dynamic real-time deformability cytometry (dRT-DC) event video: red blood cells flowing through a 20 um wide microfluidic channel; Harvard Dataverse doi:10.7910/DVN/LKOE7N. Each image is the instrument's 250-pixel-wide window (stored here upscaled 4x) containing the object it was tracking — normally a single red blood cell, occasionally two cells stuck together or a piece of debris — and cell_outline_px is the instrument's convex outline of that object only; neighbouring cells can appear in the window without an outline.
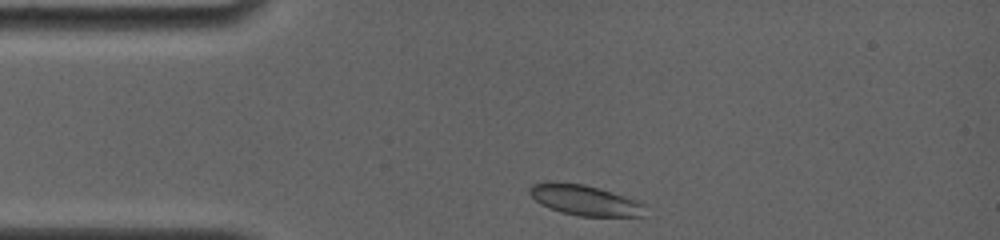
{"species": "common noctule bat (a hibernating species)", "species_latin": "Nyctalus noctula", "temperature_condition": "room temperature", "stored_images_in_passage": 17, "camera_frame_rate_fps": 4000, "um_per_image_px": 0.085, "animal": {"sex": "female", "body_mass_g": 19.0, "forearm_length_mm": 56.7}, "frame": {"image": 1, "passage_image": 1, "time_ms": 0.0, "image_size_px": [1000, 240], "cell_outline_px": [[644, 216], [580, 216], [560, 212], [548, 208], [540, 204], [528, 192], [528, 188], [532, 184], [544, 180], [548, 180], [584, 184], [624, 196], [636, 200], [644, 204]], "centroid_in_image_um": [49.62, 16.99], "position_along_channel_um": 35.4, "area_um2": 20.63}}
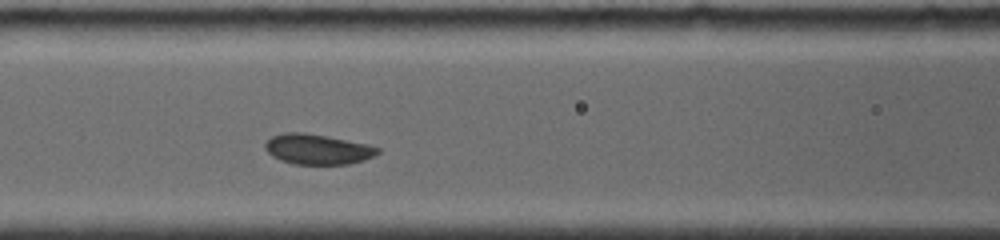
{"frame": {"image": 2, "passage_image": 9, "time_ms": 3.5, "image_size_px": [1000, 240], "cell_outline_px": [[380, 152], [364, 160], [348, 164], [292, 164], [280, 160], [272, 156], [264, 148], [264, 144], [272, 136], [284, 132], [304, 132], [328, 136], [368, 144], [380, 148]], "centroid_in_image_um": [26.97, 12.68], "position_along_channel_um": 139.6, "area_um2": 19.94}}
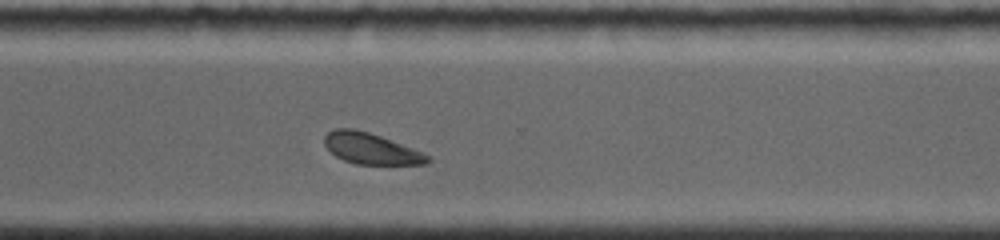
{"frame": {"image": 3, "passage_image": 17, "time_ms": 8.75, "image_size_px": [1000, 240], "cell_outline_px": [[432, 160], [424, 164], [356, 164], [344, 160], [336, 156], [324, 144], [324, 136], [328, 132], [336, 128], [352, 128], [368, 132], [380, 136], [424, 152]], "centroid_in_image_um": [31.53, 12.63], "position_along_channel_um": 339.1, "area_um2": 18.5}}